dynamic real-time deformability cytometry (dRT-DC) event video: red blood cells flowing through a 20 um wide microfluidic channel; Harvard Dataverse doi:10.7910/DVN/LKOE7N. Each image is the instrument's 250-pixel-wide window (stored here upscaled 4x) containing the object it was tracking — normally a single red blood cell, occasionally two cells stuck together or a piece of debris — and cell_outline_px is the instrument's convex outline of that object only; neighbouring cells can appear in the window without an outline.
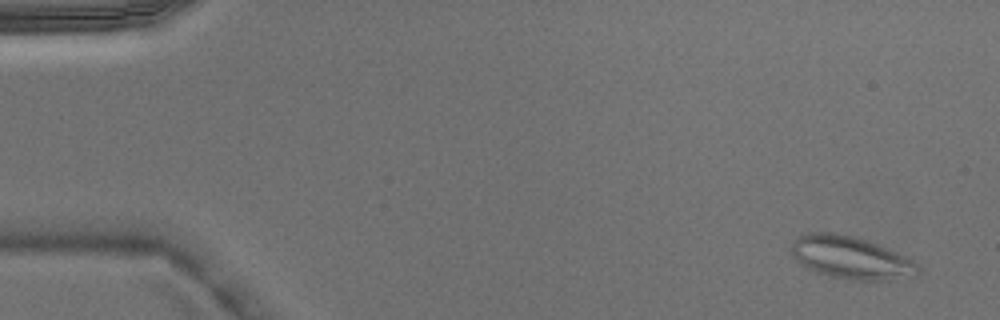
{"species": "Egyptian fruit bat (a non-hibernating species)", "species_latin": "Rousettus aegyptiacus", "temperature_condition": "warm", "stored_images_in_passage": 4, "camera_frame_rate_fps": 3000, "um_per_image_px": 0.085, "animal": {"sex": "male"}, "frame": {"image": 1, "passage_image": 1, "time_ms": 0.0, "image_size_px": [1000, 320], "cell_outline_px": [[924, 268], [920, 276], [884, 280], [856, 280], [832, 276], [816, 272], [808, 268], [796, 260], [792, 256], [792, 240], [808, 232], [836, 232], [868, 240], [896, 252], [920, 264]], "centroid_in_image_um": [72.39, 21.9], "position_along_channel_um": 12.6, "area_um2": 31.67}}
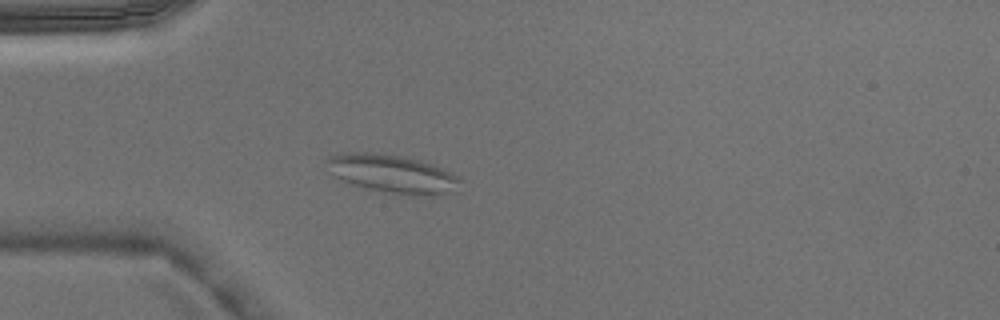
{"frame": {"image": 2, "passage_image": 4, "time_ms": 1.0, "image_size_px": [1000, 320], "cell_outline_px": [[464, 180], [460, 192], [436, 196], [416, 196], [388, 192], [368, 188], [352, 184], [336, 176], [324, 160], [328, 156], [344, 152], [368, 152], [404, 156], [420, 160], [432, 164], [452, 172], [460, 176]], "centroid_in_image_um": [33.51, 14.79], "position_along_channel_um": 51.5, "area_um2": 30.35}}